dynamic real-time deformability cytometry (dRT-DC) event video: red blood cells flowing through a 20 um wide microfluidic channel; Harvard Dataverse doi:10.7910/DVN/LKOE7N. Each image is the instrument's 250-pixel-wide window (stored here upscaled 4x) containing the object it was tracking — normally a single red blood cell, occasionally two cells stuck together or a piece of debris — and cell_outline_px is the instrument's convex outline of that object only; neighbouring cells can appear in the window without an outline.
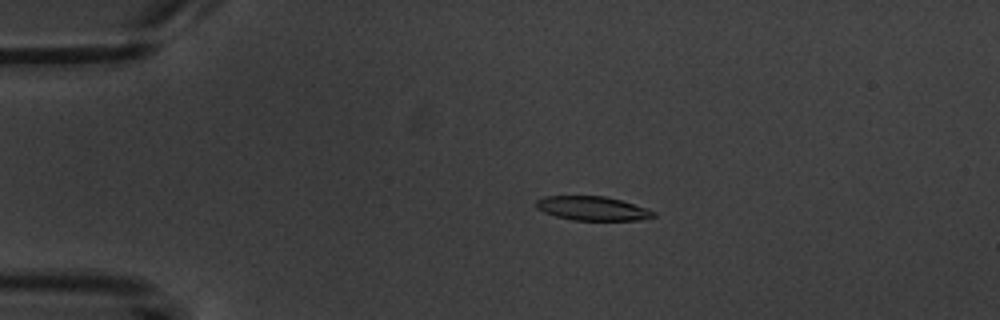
{"species": "common noctule bat (a hibernating species)", "species_latin": "Nyctalus noctula", "temperature_condition": "warm", "stored_images_in_passage": 6, "camera_frame_rate_fps": 3000, "um_per_image_px": 0.085, "animal": {"sex": "male", "body_mass_g": 20.1, "forearm_length_mm": 53.5}, "frame": {"image": 1, "passage_image": 4, "time_ms": 3.667, "image_size_px": [1000, 320], "cell_outline_px": [[656, 216], [636, 220], [572, 220], [556, 216], [544, 212], [536, 208], [536, 200], [544, 196], [604, 196], [620, 200], [656, 212]], "centroid_in_image_um": [50.31, 17.71], "position_along_channel_um": 34.7, "area_um2": 16.24}}